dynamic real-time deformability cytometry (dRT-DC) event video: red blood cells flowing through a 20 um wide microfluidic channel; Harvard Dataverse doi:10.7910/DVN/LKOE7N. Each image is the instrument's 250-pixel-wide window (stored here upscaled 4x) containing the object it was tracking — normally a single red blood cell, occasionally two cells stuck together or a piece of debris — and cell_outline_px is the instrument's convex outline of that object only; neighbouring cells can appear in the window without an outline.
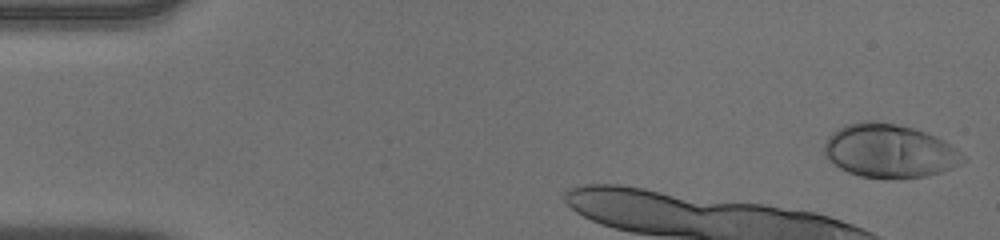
{"species": "human", "species_latin": "Homo sapiens", "temperature_condition": "warm", "stored_images_in_passage": 12, "camera_frame_rate_fps": 3000, "um_per_image_px": 0.085, "donor": {"sex": "male"}, "frame": {"image": 1, "passage_image": 1, "time_ms": 0.0, "image_size_px": [1000, 240], "cell_outline_px": [[964, 160], [952, 168], [940, 172], [924, 176], [888, 180], [860, 176], [848, 172], [840, 168], [824, 152], [824, 144], [828, 136], [832, 132], [844, 124], [864, 120], [872, 120], [896, 124], [912, 128], [936, 136], [944, 140], [956, 148], [964, 156]], "centroid_in_image_um": [75.59, 12.83], "position_along_channel_um": 9.4, "area_um2": 43.35}}
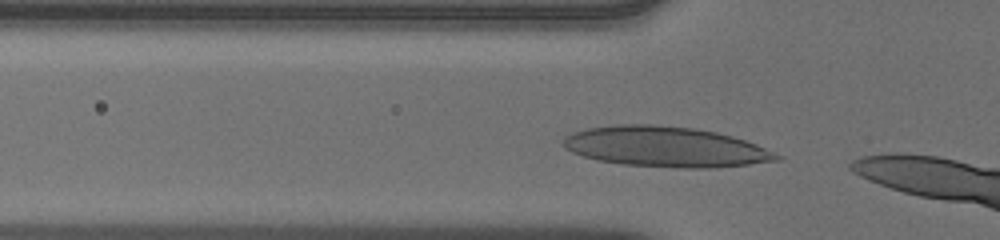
{"frame": {"image": 2, "passage_image": 9, "time_ms": 2.667, "image_size_px": [1000, 240], "cell_outline_px": [[784, 156], [780, 160], [716, 168], [684, 168], [624, 164], [596, 160], [572, 152], [564, 148], [560, 144], [564, 136], [572, 132], [588, 128], [620, 124], [648, 124], [692, 128], [716, 132], [732, 136], [756, 144], [776, 152]], "centroid_in_image_um": [56.56, 12.48], "position_along_channel_um": 69.2, "area_um2": 50.23}}